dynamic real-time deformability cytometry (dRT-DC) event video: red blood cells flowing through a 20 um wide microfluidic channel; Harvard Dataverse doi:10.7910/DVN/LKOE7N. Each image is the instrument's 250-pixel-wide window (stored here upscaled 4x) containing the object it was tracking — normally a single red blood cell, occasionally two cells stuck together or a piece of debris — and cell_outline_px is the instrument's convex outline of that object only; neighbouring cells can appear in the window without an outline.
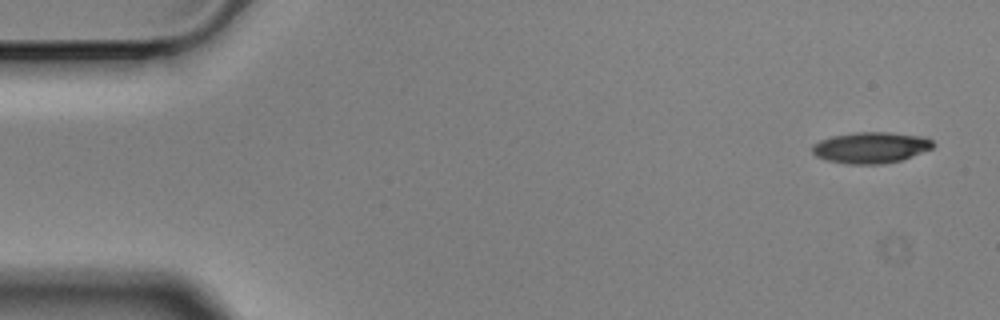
{"species": "Egyptian fruit bat (a non-hibernating species)", "species_latin": "Rousettus aegyptiacus", "temperature_condition": "cold", "stored_images_in_passage": 5, "camera_frame_rate_fps": 3000, "um_per_image_px": 0.085, "animal": {"sex": "male"}, "frame": {"image": 1, "passage_image": 1, "time_ms": 0.0, "image_size_px": [1000, 320], "cell_outline_px": [[932, 148], [900, 160], [884, 164], [848, 164], [828, 160], [816, 156], [812, 152], [812, 144], [820, 140], [832, 136], [856, 132], [892, 132], [924, 136], [932, 140]], "centroid_in_image_um": [74.0, 12.53], "position_along_channel_um": 11.0, "area_um2": 21.85}}
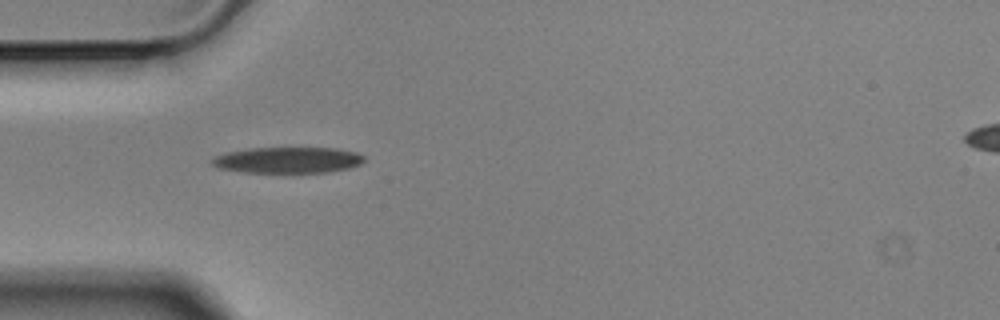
{"frame": {"image": 2, "passage_image": 4, "time_ms": 1.0, "image_size_px": [1000, 320], "cell_outline_px": [[364, 160], [360, 164], [352, 168], [328, 172], [240, 172], [220, 168], [212, 164], [208, 160], [224, 152], [248, 148], [336, 148], [356, 152], [364, 156]], "centroid_in_image_um": [24.45, 13.6], "position_along_channel_um": 60.6, "area_um2": 23.24}}
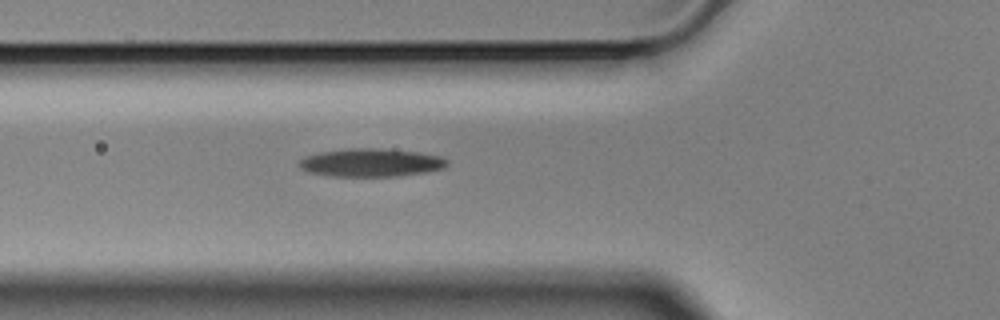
{"frame": {"image": 3, "passage_image": 5, "time_ms": 1.333, "image_size_px": [1000, 320], "cell_outline_px": [[448, 164], [444, 168], [424, 172], [396, 176], [332, 176], [308, 172], [300, 168], [300, 160], [304, 156], [320, 152], [348, 148], [380, 148], [420, 152], [440, 156], [448, 160]], "centroid_in_image_um": [31.54, 13.81], "position_along_channel_um": 94.3, "area_um2": 24.28}}